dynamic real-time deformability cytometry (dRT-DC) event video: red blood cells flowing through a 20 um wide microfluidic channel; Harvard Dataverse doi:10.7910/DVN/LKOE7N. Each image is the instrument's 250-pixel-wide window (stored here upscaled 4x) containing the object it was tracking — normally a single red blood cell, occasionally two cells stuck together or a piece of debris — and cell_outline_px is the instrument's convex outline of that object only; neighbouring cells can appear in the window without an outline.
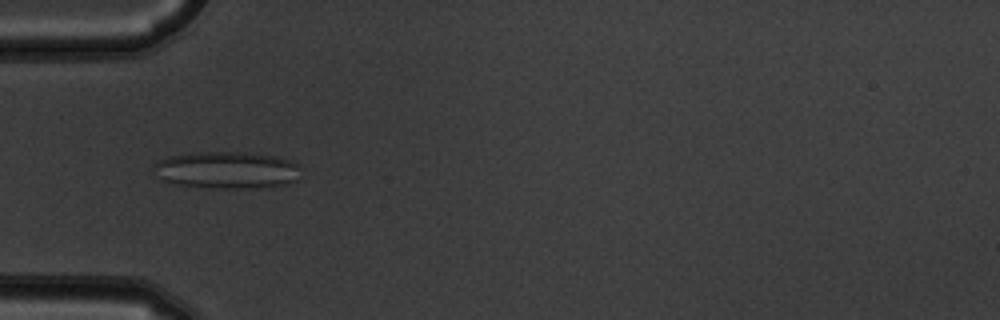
{"species": "common noctule bat (a hibernating species)", "species_latin": "Nyctalus noctula", "temperature_condition": "warm", "stored_images_in_passage": 6, "camera_frame_rate_fps": 3000, "um_per_image_px": 0.085, "animal": {"sex": "male", "body_mass_g": 19.5, "forearm_length_mm": 54.6}, "frame": {"image": 1, "passage_image": 4, "time_ms": 1.0, "image_size_px": [1000, 320], "cell_outline_px": [[296, 180], [288, 184], [272, 188], [216, 188], [180, 184], [160, 180], [156, 176], [152, 168], [152, 164], [156, 160], [168, 156], [196, 152], [248, 152], [280, 156], [292, 160], [296, 164]], "centroid_in_image_um": [19.24, 14.45], "position_along_channel_um": 65.8, "area_um2": 32.25}}
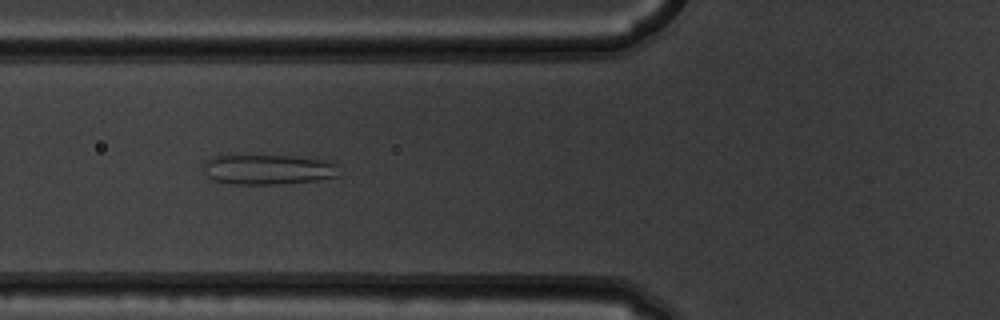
{"frame": {"image": 2, "passage_image": 5, "time_ms": 1.333, "image_size_px": [1000, 320], "cell_outline_px": [[340, 176], [320, 180], [280, 184], [232, 184], [212, 180], [204, 172], [204, 160], [216, 156], [296, 156], [336, 160], [340, 164]], "centroid_in_image_um": [22.93, 14.4], "position_along_channel_um": 102.9, "area_um2": 24.39}}